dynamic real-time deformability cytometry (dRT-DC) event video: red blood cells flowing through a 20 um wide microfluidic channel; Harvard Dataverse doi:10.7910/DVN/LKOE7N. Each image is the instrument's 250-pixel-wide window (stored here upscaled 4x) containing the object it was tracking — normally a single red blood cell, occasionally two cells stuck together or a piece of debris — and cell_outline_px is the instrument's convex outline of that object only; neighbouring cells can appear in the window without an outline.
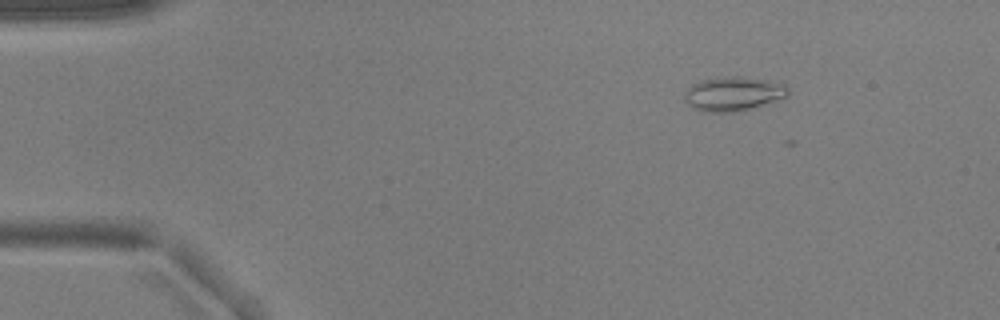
{"species": "common noctule bat (a hibernating species)", "species_latin": "Nyctalus noctula", "temperature_condition": "warm", "stored_images_in_passage": 5, "camera_frame_rate_fps": 3000, "um_per_image_px": 0.085, "animal": {"sex": "male", "body_mass_g": 17.9, "forearm_length_mm": 54.2}, "frame": {"image": 1, "passage_image": 3, "time_ms": 0.667, "image_size_px": [1000, 320], "cell_outline_px": [[792, 92], [788, 96], [776, 100], [736, 112], [704, 112], [692, 108], [684, 100], [684, 92], [692, 84], [700, 80], [732, 76], [736, 76], [764, 80], [784, 84]], "centroid_in_image_um": [62.3, 7.98], "position_along_channel_um": 22.7, "area_um2": 20.52}}